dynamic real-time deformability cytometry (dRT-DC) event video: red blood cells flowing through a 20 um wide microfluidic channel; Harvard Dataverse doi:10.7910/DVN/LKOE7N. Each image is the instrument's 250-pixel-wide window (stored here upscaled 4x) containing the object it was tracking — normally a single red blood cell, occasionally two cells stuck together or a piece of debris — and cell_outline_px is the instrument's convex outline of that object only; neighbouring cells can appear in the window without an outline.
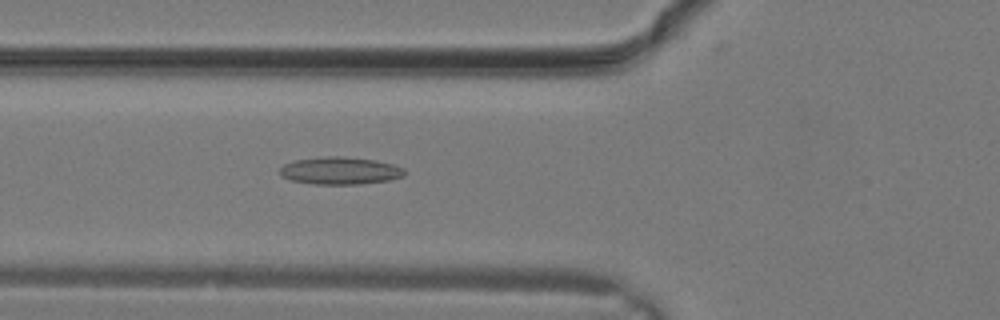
{"species": "common noctule bat (a hibernating species)", "species_latin": "Nyctalus noctula", "temperature_condition": "warm", "stored_images_in_passage": 10, "camera_frame_rate_fps": 3000, "um_per_image_px": 0.085, "animal": {"sex": "male", "body_mass_g": 19.2, "forearm_length_mm": 51.8}, "frame": {"image": 1, "passage_image": 9, "time_ms": 2.667, "image_size_px": [1000, 320], "cell_outline_px": [[408, 172], [404, 176], [388, 180], [356, 184], [316, 184], [292, 180], [280, 176], [280, 168], [284, 164], [292, 160], [328, 156], [344, 156], [376, 160], [392, 164], [404, 168]], "centroid_in_image_um": [28.92, 14.5], "position_along_channel_um": 96.9, "area_um2": 20.0}}